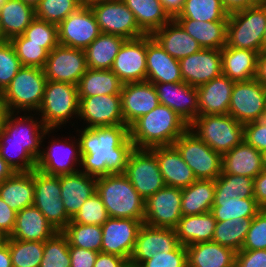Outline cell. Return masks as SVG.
Instances as JSON below:
<instances>
[{
    "label": "cell",
    "instance_id": "6da1fadb",
    "mask_svg": "<svg viewBox=\"0 0 266 267\" xmlns=\"http://www.w3.org/2000/svg\"><path fill=\"white\" fill-rule=\"evenodd\" d=\"M80 144V171L94 177L124 174L130 153L134 150L129 127H76Z\"/></svg>",
    "mask_w": 266,
    "mask_h": 267
},
{
    "label": "cell",
    "instance_id": "7a4b0ae2",
    "mask_svg": "<svg viewBox=\"0 0 266 267\" xmlns=\"http://www.w3.org/2000/svg\"><path fill=\"white\" fill-rule=\"evenodd\" d=\"M35 115L36 113L9 112L0 130V156L15 172L36 169L42 137L47 128Z\"/></svg>",
    "mask_w": 266,
    "mask_h": 267
},
{
    "label": "cell",
    "instance_id": "3957f363",
    "mask_svg": "<svg viewBox=\"0 0 266 267\" xmlns=\"http://www.w3.org/2000/svg\"><path fill=\"white\" fill-rule=\"evenodd\" d=\"M188 124L166 105H158L129 127L131 142L137 149L171 146L188 129Z\"/></svg>",
    "mask_w": 266,
    "mask_h": 267
},
{
    "label": "cell",
    "instance_id": "277c9868",
    "mask_svg": "<svg viewBox=\"0 0 266 267\" xmlns=\"http://www.w3.org/2000/svg\"><path fill=\"white\" fill-rule=\"evenodd\" d=\"M96 193L110 218L144 219L145 200L124 174L97 177Z\"/></svg>",
    "mask_w": 266,
    "mask_h": 267
},
{
    "label": "cell",
    "instance_id": "5b68a950",
    "mask_svg": "<svg viewBox=\"0 0 266 267\" xmlns=\"http://www.w3.org/2000/svg\"><path fill=\"white\" fill-rule=\"evenodd\" d=\"M79 96L77 86L66 82L47 80L42 104L36 115L47 129H58L64 124L78 125ZM75 120H74V119ZM72 120L76 122H71ZM63 125V126H62Z\"/></svg>",
    "mask_w": 266,
    "mask_h": 267
},
{
    "label": "cell",
    "instance_id": "8992f818",
    "mask_svg": "<svg viewBox=\"0 0 266 267\" xmlns=\"http://www.w3.org/2000/svg\"><path fill=\"white\" fill-rule=\"evenodd\" d=\"M188 129L221 155L244 140V125L229 114L197 116Z\"/></svg>",
    "mask_w": 266,
    "mask_h": 267
},
{
    "label": "cell",
    "instance_id": "52a82bcc",
    "mask_svg": "<svg viewBox=\"0 0 266 267\" xmlns=\"http://www.w3.org/2000/svg\"><path fill=\"white\" fill-rule=\"evenodd\" d=\"M56 129H47L43 134L41 143V153L36 161V169L53 176L73 174L80 171L81 152L80 144L76 136L57 137L54 135ZM55 137H51V134ZM50 138L48 146L45 147L43 141ZM46 137V138H45ZM61 139V140H60Z\"/></svg>",
    "mask_w": 266,
    "mask_h": 267
},
{
    "label": "cell",
    "instance_id": "ba28073f",
    "mask_svg": "<svg viewBox=\"0 0 266 267\" xmlns=\"http://www.w3.org/2000/svg\"><path fill=\"white\" fill-rule=\"evenodd\" d=\"M46 82L42 68L23 66L3 91L9 112L37 113Z\"/></svg>",
    "mask_w": 266,
    "mask_h": 267
},
{
    "label": "cell",
    "instance_id": "9c48e42d",
    "mask_svg": "<svg viewBox=\"0 0 266 267\" xmlns=\"http://www.w3.org/2000/svg\"><path fill=\"white\" fill-rule=\"evenodd\" d=\"M266 28V2L229 14L226 45L260 53Z\"/></svg>",
    "mask_w": 266,
    "mask_h": 267
},
{
    "label": "cell",
    "instance_id": "30bf717a",
    "mask_svg": "<svg viewBox=\"0 0 266 267\" xmlns=\"http://www.w3.org/2000/svg\"><path fill=\"white\" fill-rule=\"evenodd\" d=\"M196 179L215 180L222 173V155L187 129L174 143Z\"/></svg>",
    "mask_w": 266,
    "mask_h": 267
},
{
    "label": "cell",
    "instance_id": "8fae6325",
    "mask_svg": "<svg viewBox=\"0 0 266 267\" xmlns=\"http://www.w3.org/2000/svg\"><path fill=\"white\" fill-rule=\"evenodd\" d=\"M101 33L121 36L126 40L146 34L139 28L133 12L122 0L99 1L89 5Z\"/></svg>",
    "mask_w": 266,
    "mask_h": 267
},
{
    "label": "cell",
    "instance_id": "7c38bea8",
    "mask_svg": "<svg viewBox=\"0 0 266 267\" xmlns=\"http://www.w3.org/2000/svg\"><path fill=\"white\" fill-rule=\"evenodd\" d=\"M33 177V205L41 211L57 231H62L71 218L67 215L61 200L60 176L48 175L34 169Z\"/></svg>",
    "mask_w": 266,
    "mask_h": 267
},
{
    "label": "cell",
    "instance_id": "4fadbf2b",
    "mask_svg": "<svg viewBox=\"0 0 266 267\" xmlns=\"http://www.w3.org/2000/svg\"><path fill=\"white\" fill-rule=\"evenodd\" d=\"M124 175L144 200L166 186L157 157L150 149L134 148Z\"/></svg>",
    "mask_w": 266,
    "mask_h": 267
},
{
    "label": "cell",
    "instance_id": "5bb4252c",
    "mask_svg": "<svg viewBox=\"0 0 266 267\" xmlns=\"http://www.w3.org/2000/svg\"><path fill=\"white\" fill-rule=\"evenodd\" d=\"M266 113V87L256 79L235 82L228 114L241 124L263 119Z\"/></svg>",
    "mask_w": 266,
    "mask_h": 267
},
{
    "label": "cell",
    "instance_id": "9a60e30c",
    "mask_svg": "<svg viewBox=\"0 0 266 267\" xmlns=\"http://www.w3.org/2000/svg\"><path fill=\"white\" fill-rule=\"evenodd\" d=\"M182 188L165 186L144 202L143 224L175 229L182 218Z\"/></svg>",
    "mask_w": 266,
    "mask_h": 267
},
{
    "label": "cell",
    "instance_id": "2e32d148",
    "mask_svg": "<svg viewBox=\"0 0 266 267\" xmlns=\"http://www.w3.org/2000/svg\"><path fill=\"white\" fill-rule=\"evenodd\" d=\"M87 69L84 50L60 44L48 53L43 68L47 80L71 83L76 86Z\"/></svg>",
    "mask_w": 266,
    "mask_h": 267
},
{
    "label": "cell",
    "instance_id": "e0dca14e",
    "mask_svg": "<svg viewBox=\"0 0 266 267\" xmlns=\"http://www.w3.org/2000/svg\"><path fill=\"white\" fill-rule=\"evenodd\" d=\"M101 31L89 5H82L58 25L60 45L85 50Z\"/></svg>",
    "mask_w": 266,
    "mask_h": 267
},
{
    "label": "cell",
    "instance_id": "ac0fdd59",
    "mask_svg": "<svg viewBox=\"0 0 266 267\" xmlns=\"http://www.w3.org/2000/svg\"><path fill=\"white\" fill-rule=\"evenodd\" d=\"M78 120H83L81 127L85 128L125 125L121 111V96L79 97Z\"/></svg>",
    "mask_w": 266,
    "mask_h": 267
},
{
    "label": "cell",
    "instance_id": "d6986e66",
    "mask_svg": "<svg viewBox=\"0 0 266 267\" xmlns=\"http://www.w3.org/2000/svg\"><path fill=\"white\" fill-rule=\"evenodd\" d=\"M143 221L144 219L109 218L101 226V252L120 256L129 262Z\"/></svg>",
    "mask_w": 266,
    "mask_h": 267
},
{
    "label": "cell",
    "instance_id": "ffe728a7",
    "mask_svg": "<svg viewBox=\"0 0 266 267\" xmlns=\"http://www.w3.org/2000/svg\"><path fill=\"white\" fill-rule=\"evenodd\" d=\"M146 49L147 35L126 40L121 46L110 70L123 84L146 81Z\"/></svg>",
    "mask_w": 266,
    "mask_h": 267
},
{
    "label": "cell",
    "instance_id": "44dd1931",
    "mask_svg": "<svg viewBox=\"0 0 266 267\" xmlns=\"http://www.w3.org/2000/svg\"><path fill=\"white\" fill-rule=\"evenodd\" d=\"M179 245L176 231L172 228L153 227L143 224L129 258L130 267H139L159 252H171Z\"/></svg>",
    "mask_w": 266,
    "mask_h": 267
},
{
    "label": "cell",
    "instance_id": "7402d4cb",
    "mask_svg": "<svg viewBox=\"0 0 266 267\" xmlns=\"http://www.w3.org/2000/svg\"><path fill=\"white\" fill-rule=\"evenodd\" d=\"M160 104L176 112L188 125L199 116V99L196 87L188 83L153 84Z\"/></svg>",
    "mask_w": 266,
    "mask_h": 267
},
{
    "label": "cell",
    "instance_id": "603a6c76",
    "mask_svg": "<svg viewBox=\"0 0 266 267\" xmlns=\"http://www.w3.org/2000/svg\"><path fill=\"white\" fill-rule=\"evenodd\" d=\"M183 81L198 88L222 74L221 51L202 48L179 60Z\"/></svg>",
    "mask_w": 266,
    "mask_h": 267
},
{
    "label": "cell",
    "instance_id": "cb8c5ba5",
    "mask_svg": "<svg viewBox=\"0 0 266 267\" xmlns=\"http://www.w3.org/2000/svg\"><path fill=\"white\" fill-rule=\"evenodd\" d=\"M120 96L122 116L128 127L160 105L153 83L147 81L123 84Z\"/></svg>",
    "mask_w": 266,
    "mask_h": 267
},
{
    "label": "cell",
    "instance_id": "d4e9b609",
    "mask_svg": "<svg viewBox=\"0 0 266 267\" xmlns=\"http://www.w3.org/2000/svg\"><path fill=\"white\" fill-rule=\"evenodd\" d=\"M146 66L147 82L155 84L183 81L179 60L170 56L152 35H147Z\"/></svg>",
    "mask_w": 266,
    "mask_h": 267
},
{
    "label": "cell",
    "instance_id": "484cf974",
    "mask_svg": "<svg viewBox=\"0 0 266 267\" xmlns=\"http://www.w3.org/2000/svg\"><path fill=\"white\" fill-rule=\"evenodd\" d=\"M150 150L157 157L158 166L166 186L185 188L197 180L192 169L173 145L156 146Z\"/></svg>",
    "mask_w": 266,
    "mask_h": 267
},
{
    "label": "cell",
    "instance_id": "4316f807",
    "mask_svg": "<svg viewBox=\"0 0 266 267\" xmlns=\"http://www.w3.org/2000/svg\"><path fill=\"white\" fill-rule=\"evenodd\" d=\"M97 177L78 171L60 176L61 200L72 219L86 199L96 193Z\"/></svg>",
    "mask_w": 266,
    "mask_h": 267
},
{
    "label": "cell",
    "instance_id": "83f0119b",
    "mask_svg": "<svg viewBox=\"0 0 266 267\" xmlns=\"http://www.w3.org/2000/svg\"><path fill=\"white\" fill-rule=\"evenodd\" d=\"M232 80L221 74L197 88L199 99V116L228 114L231 99Z\"/></svg>",
    "mask_w": 266,
    "mask_h": 267
},
{
    "label": "cell",
    "instance_id": "f1b7e54d",
    "mask_svg": "<svg viewBox=\"0 0 266 267\" xmlns=\"http://www.w3.org/2000/svg\"><path fill=\"white\" fill-rule=\"evenodd\" d=\"M58 231L34 205L17 212L15 227L9 238L44 242Z\"/></svg>",
    "mask_w": 266,
    "mask_h": 267
},
{
    "label": "cell",
    "instance_id": "f546056e",
    "mask_svg": "<svg viewBox=\"0 0 266 267\" xmlns=\"http://www.w3.org/2000/svg\"><path fill=\"white\" fill-rule=\"evenodd\" d=\"M262 152L245 140L222 155V173L256 178L263 171Z\"/></svg>",
    "mask_w": 266,
    "mask_h": 267
},
{
    "label": "cell",
    "instance_id": "4dcf8cb0",
    "mask_svg": "<svg viewBox=\"0 0 266 267\" xmlns=\"http://www.w3.org/2000/svg\"><path fill=\"white\" fill-rule=\"evenodd\" d=\"M152 37L176 60L199 52L202 47L174 19L156 30Z\"/></svg>",
    "mask_w": 266,
    "mask_h": 267
},
{
    "label": "cell",
    "instance_id": "1f68e13d",
    "mask_svg": "<svg viewBox=\"0 0 266 267\" xmlns=\"http://www.w3.org/2000/svg\"><path fill=\"white\" fill-rule=\"evenodd\" d=\"M222 74L233 82L255 79L258 52L232 48L225 45L221 50Z\"/></svg>",
    "mask_w": 266,
    "mask_h": 267
},
{
    "label": "cell",
    "instance_id": "d6a6232c",
    "mask_svg": "<svg viewBox=\"0 0 266 267\" xmlns=\"http://www.w3.org/2000/svg\"><path fill=\"white\" fill-rule=\"evenodd\" d=\"M188 267H234L236 252L213 241L186 246Z\"/></svg>",
    "mask_w": 266,
    "mask_h": 267
},
{
    "label": "cell",
    "instance_id": "836d02e7",
    "mask_svg": "<svg viewBox=\"0 0 266 267\" xmlns=\"http://www.w3.org/2000/svg\"><path fill=\"white\" fill-rule=\"evenodd\" d=\"M0 198L16 212L33 205L34 177L30 172H15L0 183Z\"/></svg>",
    "mask_w": 266,
    "mask_h": 267
},
{
    "label": "cell",
    "instance_id": "e575fe53",
    "mask_svg": "<svg viewBox=\"0 0 266 267\" xmlns=\"http://www.w3.org/2000/svg\"><path fill=\"white\" fill-rule=\"evenodd\" d=\"M35 8L21 0H7L0 7V33L3 40L23 35L35 19Z\"/></svg>",
    "mask_w": 266,
    "mask_h": 267
},
{
    "label": "cell",
    "instance_id": "d590c367",
    "mask_svg": "<svg viewBox=\"0 0 266 267\" xmlns=\"http://www.w3.org/2000/svg\"><path fill=\"white\" fill-rule=\"evenodd\" d=\"M202 48L221 50L226 45L227 21L174 19Z\"/></svg>",
    "mask_w": 266,
    "mask_h": 267
},
{
    "label": "cell",
    "instance_id": "8d00e7d4",
    "mask_svg": "<svg viewBox=\"0 0 266 267\" xmlns=\"http://www.w3.org/2000/svg\"><path fill=\"white\" fill-rule=\"evenodd\" d=\"M216 222L211 211L182 216L175 228L179 244L189 246L199 242L212 241Z\"/></svg>",
    "mask_w": 266,
    "mask_h": 267
},
{
    "label": "cell",
    "instance_id": "74e56055",
    "mask_svg": "<svg viewBox=\"0 0 266 267\" xmlns=\"http://www.w3.org/2000/svg\"><path fill=\"white\" fill-rule=\"evenodd\" d=\"M215 180L197 179L188 187L182 188V216L210 212L214 203Z\"/></svg>",
    "mask_w": 266,
    "mask_h": 267
},
{
    "label": "cell",
    "instance_id": "f35d334b",
    "mask_svg": "<svg viewBox=\"0 0 266 267\" xmlns=\"http://www.w3.org/2000/svg\"><path fill=\"white\" fill-rule=\"evenodd\" d=\"M121 36L101 33L85 50L87 67L95 70H110L123 43Z\"/></svg>",
    "mask_w": 266,
    "mask_h": 267
},
{
    "label": "cell",
    "instance_id": "ab89813d",
    "mask_svg": "<svg viewBox=\"0 0 266 267\" xmlns=\"http://www.w3.org/2000/svg\"><path fill=\"white\" fill-rule=\"evenodd\" d=\"M122 1L133 12L139 28L146 35H152L156 30L172 20L160 0Z\"/></svg>",
    "mask_w": 266,
    "mask_h": 267
},
{
    "label": "cell",
    "instance_id": "60d3db41",
    "mask_svg": "<svg viewBox=\"0 0 266 267\" xmlns=\"http://www.w3.org/2000/svg\"><path fill=\"white\" fill-rule=\"evenodd\" d=\"M122 86L123 83L111 70L88 68L77 84L78 96L120 95Z\"/></svg>",
    "mask_w": 266,
    "mask_h": 267
},
{
    "label": "cell",
    "instance_id": "b9f144b4",
    "mask_svg": "<svg viewBox=\"0 0 266 267\" xmlns=\"http://www.w3.org/2000/svg\"><path fill=\"white\" fill-rule=\"evenodd\" d=\"M261 210L255 198L214 196L211 212L216 221H226L233 218H253Z\"/></svg>",
    "mask_w": 266,
    "mask_h": 267
},
{
    "label": "cell",
    "instance_id": "7bdbcfd3",
    "mask_svg": "<svg viewBox=\"0 0 266 267\" xmlns=\"http://www.w3.org/2000/svg\"><path fill=\"white\" fill-rule=\"evenodd\" d=\"M252 220L253 218H233L217 221L212 241L232 248L235 252L241 251Z\"/></svg>",
    "mask_w": 266,
    "mask_h": 267
},
{
    "label": "cell",
    "instance_id": "ee69618b",
    "mask_svg": "<svg viewBox=\"0 0 266 267\" xmlns=\"http://www.w3.org/2000/svg\"><path fill=\"white\" fill-rule=\"evenodd\" d=\"M222 0H185L182 11L174 19L198 21H228Z\"/></svg>",
    "mask_w": 266,
    "mask_h": 267
},
{
    "label": "cell",
    "instance_id": "f6af8a7d",
    "mask_svg": "<svg viewBox=\"0 0 266 267\" xmlns=\"http://www.w3.org/2000/svg\"><path fill=\"white\" fill-rule=\"evenodd\" d=\"M61 232L67 237L69 246L101 252L102 227L100 225L79 224L71 220Z\"/></svg>",
    "mask_w": 266,
    "mask_h": 267
},
{
    "label": "cell",
    "instance_id": "bcb514c9",
    "mask_svg": "<svg viewBox=\"0 0 266 267\" xmlns=\"http://www.w3.org/2000/svg\"><path fill=\"white\" fill-rule=\"evenodd\" d=\"M12 267H39L44 251V242L7 239Z\"/></svg>",
    "mask_w": 266,
    "mask_h": 267
},
{
    "label": "cell",
    "instance_id": "7dc6e473",
    "mask_svg": "<svg viewBox=\"0 0 266 267\" xmlns=\"http://www.w3.org/2000/svg\"><path fill=\"white\" fill-rule=\"evenodd\" d=\"M22 66L44 68L48 53L58 44L28 43L24 35H19L10 40Z\"/></svg>",
    "mask_w": 266,
    "mask_h": 267
},
{
    "label": "cell",
    "instance_id": "c3c4849f",
    "mask_svg": "<svg viewBox=\"0 0 266 267\" xmlns=\"http://www.w3.org/2000/svg\"><path fill=\"white\" fill-rule=\"evenodd\" d=\"M215 196L228 198H254V179L221 173L215 179Z\"/></svg>",
    "mask_w": 266,
    "mask_h": 267
},
{
    "label": "cell",
    "instance_id": "681fc988",
    "mask_svg": "<svg viewBox=\"0 0 266 267\" xmlns=\"http://www.w3.org/2000/svg\"><path fill=\"white\" fill-rule=\"evenodd\" d=\"M82 5L81 0H40L35 7V17L59 25Z\"/></svg>",
    "mask_w": 266,
    "mask_h": 267
},
{
    "label": "cell",
    "instance_id": "f907efd6",
    "mask_svg": "<svg viewBox=\"0 0 266 267\" xmlns=\"http://www.w3.org/2000/svg\"><path fill=\"white\" fill-rule=\"evenodd\" d=\"M39 267H71L69 242L61 231L44 241L43 257Z\"/></svg>",
    "mask_w": 266,
    "mask_h": 267
},
{
    "label": "cell",
    "instance_id": "816d5d0a",
    "mask_svg": "<svg viewBox=\"0 0 266 267\" xmlns=\"http://www.w3.org/2000/svg\"><path fill=\"white\" fill-rule=\"evenodd\" d=\"M108 212L97 193L86 199L71 219L74 223L102 226L109 219Z\"/></svg>",
    "mask_w": 266,
    "mask_h": 267
},
{
    "label": "cell",
    "instance_id": "f5cc1de1",
    "mask_svg": "<svg viewBox=\"0 0 266 267\" xmlns=\"http://www.w3.org/2000/svg\"><path fill=\"white\" fill-rule=\"evenodd\" d=\"M16 51L10 41L0 42V91H4L22 68Z\"/></svg>",
    "mask_w": 266,
    "mask_h": 267
},
{
    "label": "cell",
    "instance_id": "db71d44e",
    "mask_svg": "<svg viewBox=\"0 0 266 267\" xmlns=\"http://www.w3.org/2000/svg\"><path fill=\"white\" fill-rule=\"evenodd\" d=\"M28 43L59 44L58 25L35 18L23 34Z\"/></svg>",
    "mask_w": 266,
    "mask_h": 267
},
{
    "label": "cell",
    "instance_id": "11a10c76",
    "mask_svg": "<svg viewBox=\"0 0 266 267\" xmlns=\"http://www.w3.org/2000/svg\"><path fill=\"white\" fill-rule=\"evenodd\" d=\"M266 249V209L253 217L241 250Z\"/></svg>",
    "mask_w": 266,
    "mask_h": 267
},
{
    "label": "cell",
    "instance_id": "9f6ffc18",
    "mask_svg": "<svg viewBox=\"0 0 266 267\" xmlns=\"http://www.w3.org/2000/svg\"><path fill=\"white\" fill-rule=\"evenodd\" d=\"M139 267H188L186 246L179 244L169 253L159 252Z\"/></svg>",
    "mask_w": 266,
    "mask_h": 267
},
{
    "label": "cell",
    "instance_id": "6f0895ef",
    "mask_svg": "<svg viewBox=\"0 0 266 267\" xmlns=\"http://www.w3.org/2000/svg\"><path fill=\"white\" fill-rule=\"evenodd\" d=\"M244 140L256 150L266 151V119L244 124Z\"/></svg>",
    "mask_w": 266,
    "mask_h": 267
},
{
    "label": "cell",
    "instance_id": "680465c9",
    "mask_svg": "<svg viewBox=\"0 0 266 267\" xmlns=\"http://www.w3.org/2000/svg\"><path fill=\"white\" fill-rule=\"evenodd\" d=\"M234 267H266V249L236 252Z\"/></svg>",
    "mask_w": 266,
    "mask_h": 267
},
{
    "label": "cell",
    "instance_id": "91938a15",
    "mask_svg": "<svg viewBox=\"0 0 266 267\" xmlns=\"http://www.w3.org/2000/svg\"><path fill=\"white\" fill-rule=\"evenodd\" d=\"M71 267H93L99 252L69 246Z\"/></svg>",
    "mask_w": 266,
    "mask_h": 267
},
{
    "label": "cell",
    "instance_id": "94428289",
    "mask_svg": "<svg viewBox=\"0 0 266 267\" xmlns=\"http://www.w3.org/2000/svg\"><path fill=\"white\" fill-rule=\"evenodd\" d=\"M17 212L0 198V232L8 237L14 230Z\"/></svg>",
    "mask_w": 266,
    "mask_h": 267
},
{
    "label": "cell",
    "instance_id": "6125c7cd",
    "mask_svg": "<svg viewBox=\"0 0 266 267\" xmlns=\"http://www.w3.org/2000/svg\"><path fill=\"white\" fill-rule=\"evenodd\" d=\"M93 267H130L129 262L120 256L99 252Z\"/></svg>",
    "mask_w": 266,
    "mask_h": 267
},
{
    "label": "cell",
    "instance_id": "be15d7a7",
    "mask_svg": "<svg viewBox=\"0 0 266 267\" xmlns=\"http://www.w3.org/2000/svg\"><path fill=\"white\" fill-rule=\"evenodd\" d=\"M254 198L261 209H266V170L254 178Z\"/></svg>",
    "mask_w": 266,
    "mask_h": 267
},
{
    "label": "cell",
    "instance_id": "e7e4bbea",
    "mask_svg": "<svg viewBox=\"0 0 266 267\" xmlns=\"http://www.w3.org/2000/svg\"><path fill=\"white\" fill-rule=\"evenodd\" d=\"M266 0H222L223 6L231 14L240 10L262 5Z\"/></svg>",
    "mask_w": 266,
    "mask_h": 267
},
{
    "label": "cell",
    "instance_id": "03108f58",
    "mask_svg": "<svg viewBox=\"0 0 266 267\" xmlns=\"http://www.w3.org/2000/svg\"><path fill=\"white\" fill-rule=\"evenodd\" d=\"M168 15L174 19L182 11L185 0H160Z\"/></svg>",
    "mask_w": 266,
    "mask_h": 267
},
{
    "label": "cell",
    "instance_id": "003e7915",
    "mask_svg": "<svg viewBox=\"0 0 266 267\" xmlns=\"http://www.w3.org/2000/svg\"><path fill=\"white\" fill-rule=\"evenodd\" d=\"M255 79L266 87V50L258 54Z\"/></svg>",
    "mask_w": 266,
    "mask_h": 267
},
{
    "label": "cell",
    "instance_id": "a7ac6f4b",
    "mask_svg": "<svg viewBox=\"0 0 266 267\" xmlns=\"http://www.w3.org/2000/svg\"><path fill=\"white\" fill-rule=\"evenodd\" d=\"M14 173L13 168L0 156V183L11 177Z\"/></svg>",
    "mask_w": 266,
    "mask_h": 267
},
{
    "label": "cell",
    "instance_id": "89a4df30",
    "mask_svg": "<svg viewBox=\"0 0 266 267\" xmlns=\"http://www.w3.org/2000/svg\"><path fill=\"white\" fill-rule=\"evenodd\" d=\"M0 267H12L8 243L0 249Z\"/></svg>",
    "mask_w": 266,
    "mask_h": 267
},
{
    "label": "cell",
    "instance_id": "2644e50d",
    "mask_svg": "<svg viewBox=\"0 0 266 267\" xmlns=\"http://www.w3.org/2000/svg\"><path fill=\"white\" fill-rule=\"evenodd\" d=\"M8 114H9V110L6 104V100L4 98L3 91H0V130L2 129V126L4 125Z\"/></svg>",
    "mask_w": 266,
    "mask_h": 267
},
{
    "label": "cell",
    "instance_id": "8c879c8a",
    "mask_svg": "<svg viewBox=\"0 0 266 267\" xmlns=\"http://www.w3.org/2000/svg\"><path fill=\"white\" fill-rule=\"evenodd\" d=\"M8 236L0 232V249L7 243Z\"/></svg>",
    "mask_w": 266,
    "mask_h": 267
},
{
    "label": "cell",
    "instance_id": "753ad0ef",
    "mask_svg": "<svg viewBox=\"0 0 266 267\" xmlns=\"http://www.w3.org/2000/svg\"><path fill=\"white\" fill-rule=\"evenodd\" d=\"M23 1L24 3L32 6V7H36L38 5V3L40 2V0H21Z\"/></svg>",
    "mask_w": 266,
    "mask_h": 267
},
{
    "label": "cell",
    "instance_id": "34e18365",
    "mask_svg": "<svg viewBox=\"0 0 266 267\" xmlns=\"http://www.w3.org/2000/svg\"><path fill=\"white\" fill-rule=\"evenodd\" d=\"M83 5H91L95 2H99V1H106V0H81Z\"/></svg>",
    "mask_w": 266,
    "mask_h": 267
},
{
    "label": "cell",
    "instance_id": "11e5206c",
    "mask_svg": "<svg viewBox=\"0 0 266 267\" xmlns=\"http://www.w3.org/2000/svg\"><path fill=\"white\" fill-rule=\"evenodd\" d=\"M263 169L266 170V151L262 152Z\"/></svg>",
    "mask_w": 266,
    "mask_h": 267
},
{
    "label": "cell",
    "instance_id": "2a66077c",
    "mask_svg": "<svg viewBox=\"0 0 266 267\" xmlns=\"http://www.w3.org/2000/svg\"><path fill=\"white\" fill-rule=\"evenodd\" d=\"M262 50H266V28L263 36Z\"/></svg>",
    "mask_w": 266,
    "mask_h": 267
},
{
    "label": "cell",
    "instance_id": "b9fcfbb0",
    "mask_svg": "<svg viewBox=\"0 0 266 267\" xmlns=\"http://www.w3.org/2000/svg\"><path fill=\"white\" fill-rule=\"evenodd\" d=\"M7 0H0V7L3 6L5 4Z\"/></svg>",
    "mask_w": 266,
    "mask_h": 267
},
{
    "label": "cell",
    "instance_id": "09005b40",
    "mask_svg": "<svg viewBox=\"0 0 266 267\" xmlns=\"http://www.w3.org/2000/svg\"><path fill=\"white\" fill-rule=\"evenodd\" d=\"M2 41H4V40H3V37H2V35L0 33V42H2Z\"/></svg>",
    "mask_w": 266,
    "mask_h": 267
}]
</instances>
